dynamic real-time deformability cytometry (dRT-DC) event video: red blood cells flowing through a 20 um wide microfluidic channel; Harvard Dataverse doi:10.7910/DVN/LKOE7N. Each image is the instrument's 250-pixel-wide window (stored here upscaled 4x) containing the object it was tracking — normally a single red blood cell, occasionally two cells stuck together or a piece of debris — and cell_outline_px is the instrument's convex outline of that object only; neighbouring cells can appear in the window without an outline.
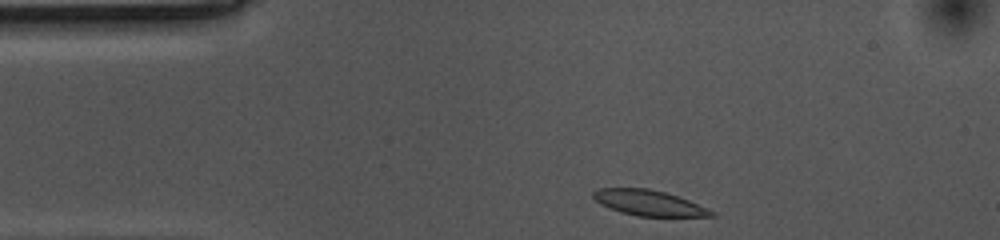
{"species": "common noctule bat (a hibernating species)", "species_latin": "Nyctalus noctula", "temperature_condition": "cold", "stored_images_in_passage": 35, "camera_frame_rate_fps": 3000, "um_per_image_px": 0.085, "animal": {"sex": "female", "body_mass_g": 10.0, "forearm_length_mm": 53.1}, "frame": {"image": 1, "passage_image": 1, "time_ms": 0.0, "image_size_px": [1000, 240], "cell_outline_px": [[716, 216], [636, 216], [620, 212], [608, 208], [600, 204], [592, 196], [592, 192], [596, 188], [648, 188], [664, 192], [688, 200], [716, 212]], "centroid_in_image_um": [55.1, 17.24], "position_along_channel_um": 29.9, "area_um2": 17.51}}
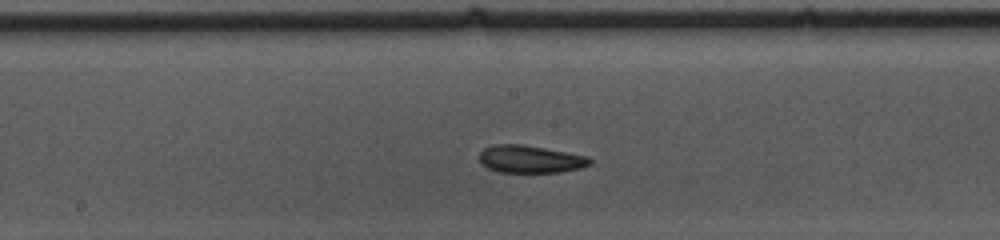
{"frame": {"image": 2, "passage_image": 19, "time_ms": 6.0, "image_size_px": [1000, 240], "cell_outline_px": [[592, 164], [580, 168], [560, 172], [500, 172], [488, 168], [480, 160], [480, 152], [484, 148], [492, 144], [520, 144], [544, 148], [588, 156], [592, 160]], "centroid_in_image_um": [45.09, 13.52], "position_along_channel_um": 203.1, "area_um2": 17.63}}
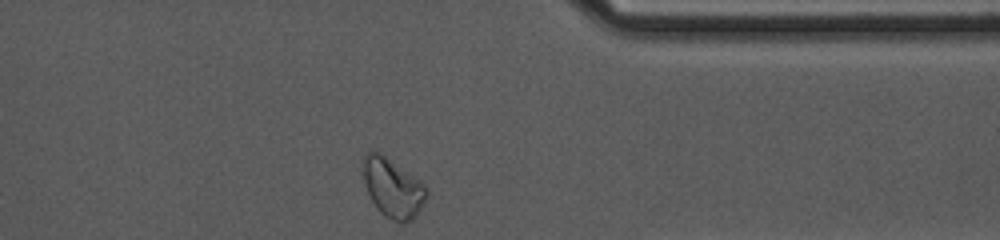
{"frame": {"image": 3, "passage_image": 35, "time_ms": 11.333, "image_size_px": [1000, 240], "cell_outline_px": [[428, 196], [416, 216], [412, 220], [404, 224], [400, 224], [384, 216], [376, 208], [368, 192], [360, 172], [364, 156], [368, 152], [380, 152], [420, 180], [424, 184], [428, 192]], "centroid_in_image_um": [33.38, 15.99], "position_along_channel_um": 378.0, "area_um2": 22.2}, "authors_computed_cell_mechanics": {"area_um2": 18.1492, "velocity_mm_per_s": 3.5049, "shape_relaxation_time_tau1_ms": 3.5393, "shape_relaxation_time_tau2_ms": 3.5817, "deformation_change_tau1": 0.1082, "deformation_change_tau2": 0.0828}}